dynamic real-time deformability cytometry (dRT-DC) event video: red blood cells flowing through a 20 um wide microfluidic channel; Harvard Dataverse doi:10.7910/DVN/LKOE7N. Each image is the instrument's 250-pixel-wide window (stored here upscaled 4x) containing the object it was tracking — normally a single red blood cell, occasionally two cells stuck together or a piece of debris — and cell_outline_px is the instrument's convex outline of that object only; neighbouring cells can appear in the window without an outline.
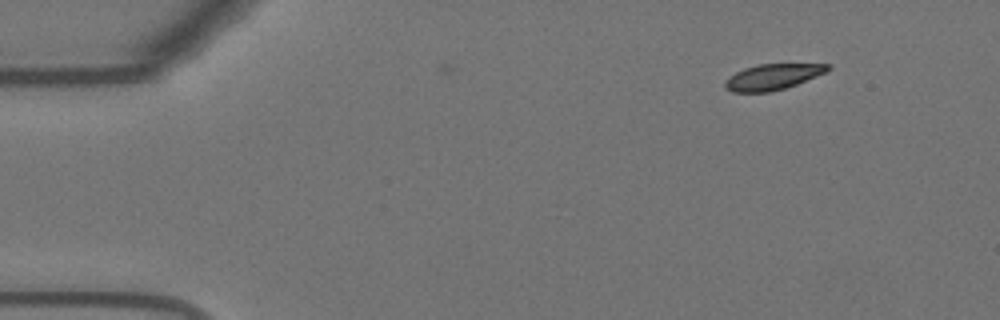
{"species": "Egyptian fruit bat (a non-hibernating species)", "species_latin": "Rousettus aegyptiacus", "temperature_condition": "warm", "stored_images_in_passage": 4, "camera_frame_rate_fps": 3000, "um_per_image_px": 0.085, "animal": {"sex": "female"}, "frame": {"image": 1, "passage_image": 1, "time_ms": 0.0, "image_size_px": [1000, 320], "cell_outline_px": [[832, 68], [828, 72], [796, 84], [784, 88], [768, 92], [732, 92], [724, 88], [724, 80], [736, 72], [744, 68], [760, 64], [832, 64]], "centroid_in_image_um": [65.69, 6.53], "position_along_channel_um": 19.3, "area_um2": 15.49}}